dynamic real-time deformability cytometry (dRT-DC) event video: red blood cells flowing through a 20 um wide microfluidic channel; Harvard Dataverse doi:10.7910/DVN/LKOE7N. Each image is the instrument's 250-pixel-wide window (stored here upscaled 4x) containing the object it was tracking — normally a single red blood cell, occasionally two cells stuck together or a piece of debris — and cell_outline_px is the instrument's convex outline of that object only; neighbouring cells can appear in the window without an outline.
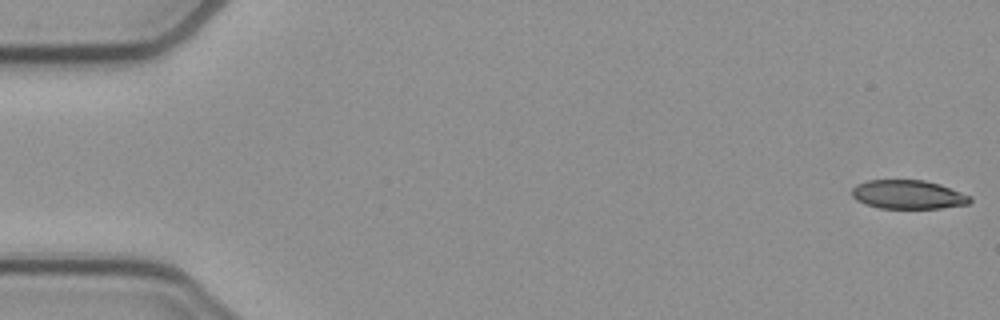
{"species": "common noctule bat (a hibernating species)", "species_latin": "Nyctalus noctula", "temperature_condition": "cold", "stored_images_in_passage": 51, "camera_frame_rate_fps": 3000, "um_per_image_px": 0.085, "animal": {"sex": "female", "body_mass_g": 21.9}, "frame": {"image": 1, "passage_image": 1, "time_ms": 0.0, "image_size_px": [1000, 320], "cell_outline_px": [[972, 200], [968, 204], [940, 208], [880, 208], [864, 204], [856, 200], [852, 196], [852, 188], [856, 184], [868, 180], [924, 180], [940, 184], [972, 196]], "centroid_in_image_um": [77.18, 16.53], "position_along_channel_um": 7.8, "area_um2": 19.94}}
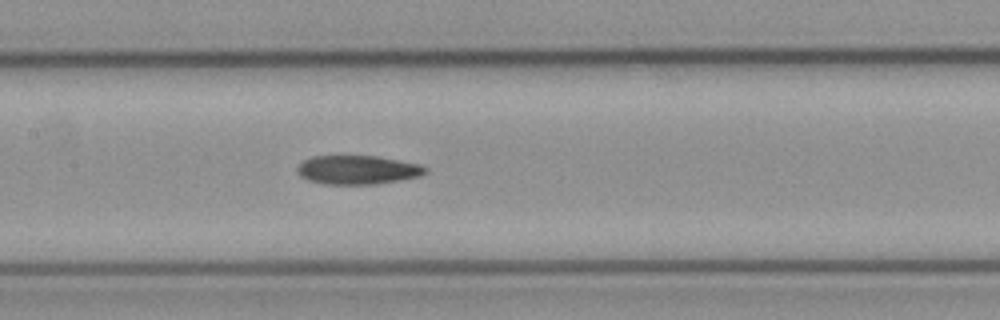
{"frame": {"image": 2, "passage_image": 25, "time_ms": 8.0, "image_size_px": [1000, 320], "cell_outline_px": [[428, 172], [420, 176], [400, 180], [376, 184], [320, 184], [308, 180], [300, 176], [296, 172], [296, 168], [304, 160], [312, 156], [376, 156], [420, 164], [428, 168]], "centroid_in_image_um": [30.39, 14.44], "position_along_channel_um": 177.0, "area_um2": 21.68}}
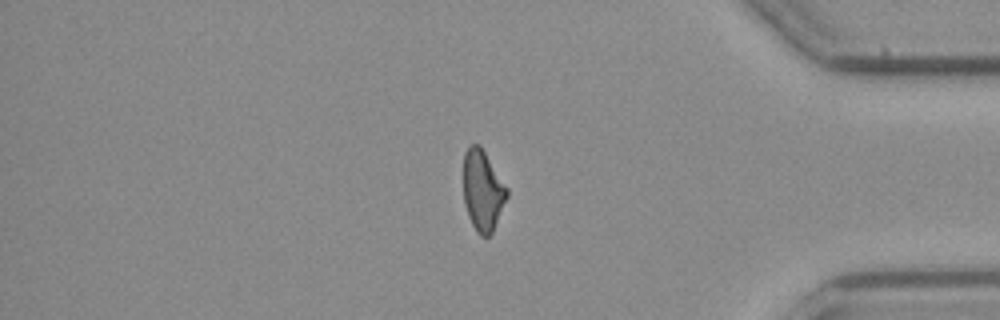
{"frame": {"image": 3, "passage_image": 44, "time_ms": 14.333, "image_size_px": [1000, 320], "cell_outline_px": [[508, 196], [492, 232], [488, 236], [480, 236], [476, 232], [468, 216], [464, 204], [464, 152], [472, 144], [480, 144], [508, 188]], "centroid_in_image_um": [41.03, 16.19], "position_along_channel_um": 394.2, "area_um2": 20.46}, "authors_computed_cell_mechanics": {"area_um2": 21.7328, "velocity_mm_per_s": 3.886, "shape_relaxation_time_tau1_ms": null, "shape_relaxation_time_tau2_ms": 7.0483, "deformation_change_tau1": null, "deformation_change_tau2": 0.1664}}